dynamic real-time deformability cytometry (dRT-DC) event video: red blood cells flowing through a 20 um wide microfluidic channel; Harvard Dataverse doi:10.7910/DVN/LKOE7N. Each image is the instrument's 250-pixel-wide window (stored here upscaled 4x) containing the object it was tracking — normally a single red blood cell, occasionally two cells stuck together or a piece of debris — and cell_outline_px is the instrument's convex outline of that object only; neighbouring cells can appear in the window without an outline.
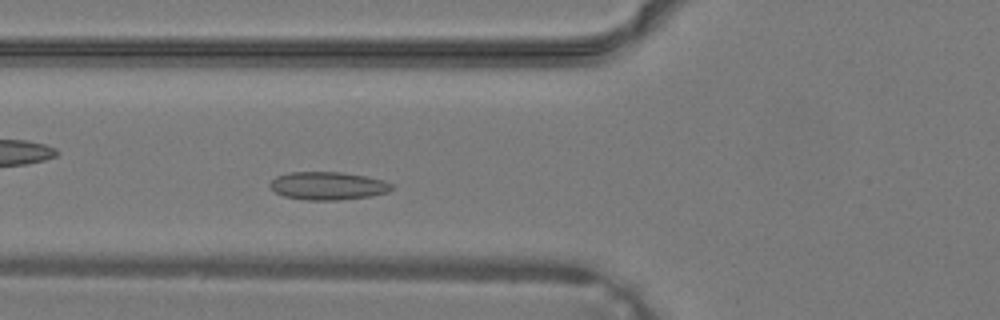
{"species": "common noctule bat (a hibernating species)", "species_latin": "Nyctalus noctula", "temperature_condition": "warm", "stored_images_in_passage": 31, "camera_frame_rate_fps": 3000, "um_per_image_px": 0.085, "animal": {"sex": "male", "body_mass_g": 19.2, "forearm_length_mm": 51.8}, "frame": {"image": 1, "passage_image": 7, "time_ms": 2.0, "image_size_px": [1000, 320], "cell_outline_px": [[392, 188], [388, 192], [372, 196], [336, 200], [304, 200], [284, 196], [276, 192], [268, 184], [276, 176], [288, 172], [340, 172], [364, 176], [384, 180], [392, 184]], "centroid_in_image_um": [27.86, 15.79], "position_along_channel_um": 97.9, "area_um2": 19.83}}
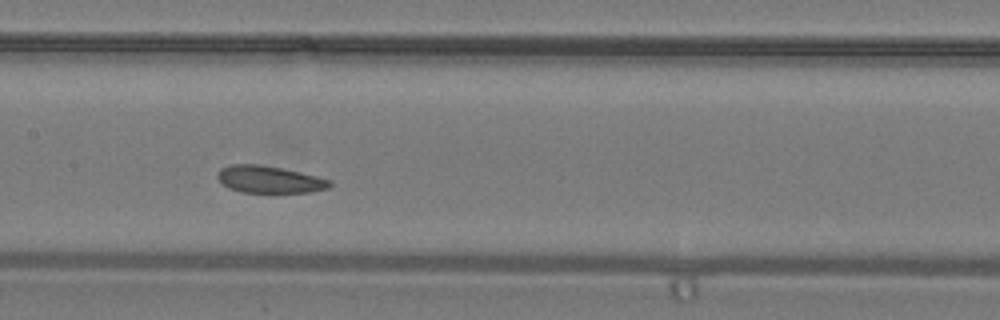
{"frame": {"image": 2, "passage_image": 12, "time_ms": 3.667, "image_size_px": [1000, 320], "cell_outline_px": [[332, 184], [328, 188], [312, 192], [240, 192], [228, 188], [216, 176], [216, 172], [220, 168], [228, 164], [260, 164], [280, 168], [316, 176], [332, 180]], "centroid_in_image_um": [22.86, 15.25], "position_along_channel_um": 184.5, "area_um2": 17.74}}
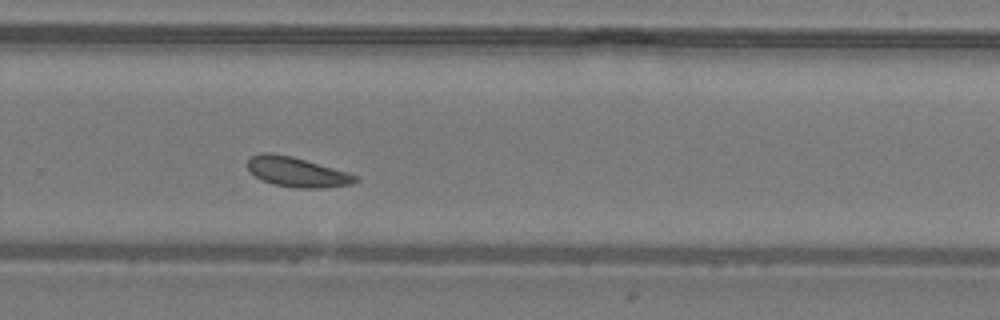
{"frame": {"image": 3, "passage_image": 19, "time_ms": 6.0, "image_size_px": [1000, 320], "cell_outline_px": [[360, 180], [352, 184], [324, 188], [296, 188], [272, 184], [260, 180], [248, 172], [248, 160], [252, 156], [260, 152], [272, 152], [292, 156], [348, 172], [356, 176]], "centroid_in_image_um": [25.21, 14.62], "position_along_channel_um": 304.6, "area_um2": 19.02}}